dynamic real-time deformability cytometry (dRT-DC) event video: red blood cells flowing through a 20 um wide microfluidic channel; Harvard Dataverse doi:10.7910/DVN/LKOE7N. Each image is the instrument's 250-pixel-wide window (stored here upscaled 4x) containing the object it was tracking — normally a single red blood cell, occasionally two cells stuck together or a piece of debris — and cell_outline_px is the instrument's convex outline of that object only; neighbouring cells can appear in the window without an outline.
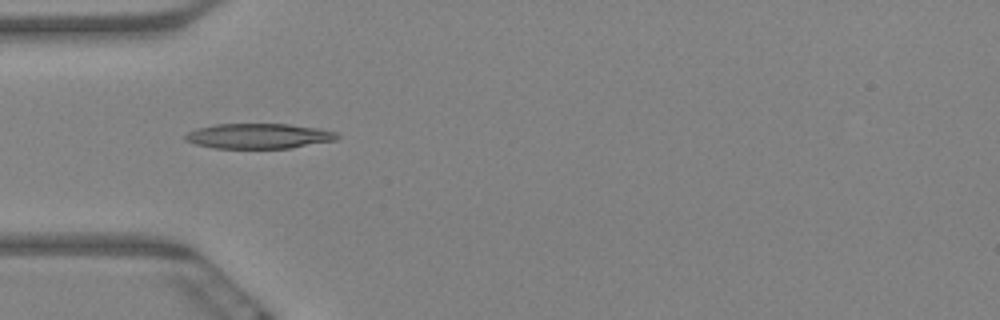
{"species": "Egyptian fruit bat (a non-hibernating species)", "species_latin": "Rousettus aegyptiacus", "temperature_condition": "warm", "stored_images_in_passage": 6, "camera_frame_rate_fps": 3000, "um_per_image_px": 0.085, "animal": {"sex": "female"}, "frame": {"image": 1, "passage_image": 5, "time_ms": 1.333, "image_size_px": [1000, 320], "cell_outline_px": [[340, 136], [336, 140], [292, 148], [212, 148], [196, 144], [184, 140], [184, 136], [188, 132], [196, 128], [216, 124], [288, 124], [320, 128], [336, 132]], "centroid_in_image_um": [22.0, 11.56], "position_along_channel_um": 63.0, "area_um2": 22.37}}
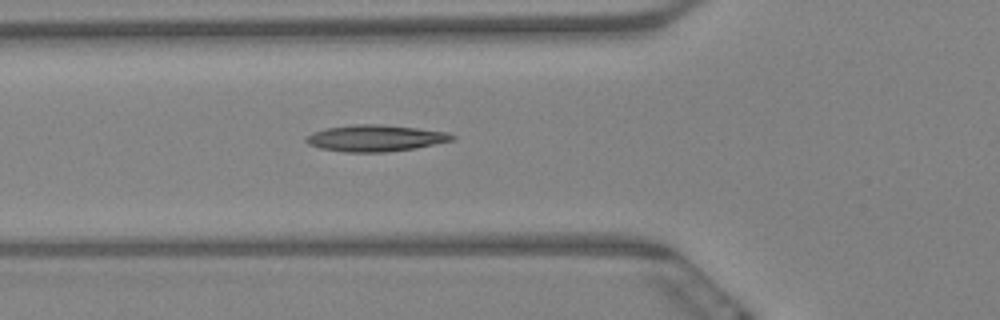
{"frame": {"image": 2, "passage_image": 6, "time_ms": 1.667, "image_size_px": [1000, 320], "cell_outline_px": [[456, 136], [452, 140], [416, 148], [384, 152], [344, 152], [320, 148], [308, 144], [304, 140], [304, 136], [312, 132], [324, 128], [352, 124], [380, 124], [416, 128], [448, 132]], "centroid_in_image_um": [31.84, 11.74], "position_along_channel_um": 94.0, "area_um2": 22.66}}